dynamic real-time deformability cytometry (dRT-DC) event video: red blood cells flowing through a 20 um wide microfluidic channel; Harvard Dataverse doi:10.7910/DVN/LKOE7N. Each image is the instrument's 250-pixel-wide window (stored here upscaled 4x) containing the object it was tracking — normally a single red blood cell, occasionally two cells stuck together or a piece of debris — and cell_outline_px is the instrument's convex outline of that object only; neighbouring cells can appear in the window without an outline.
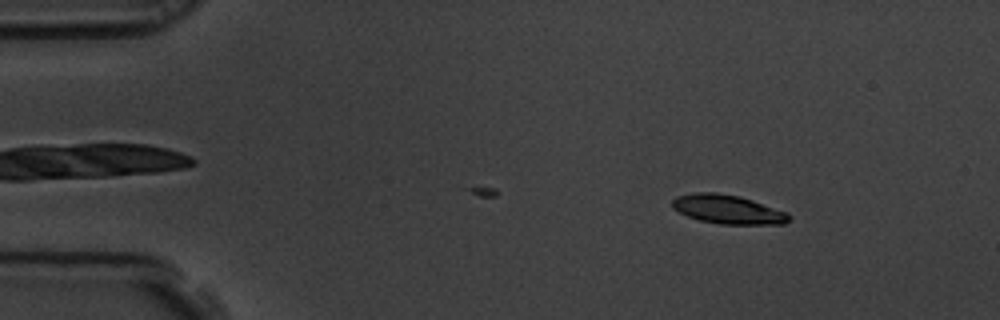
{"species": "common noctule bat (a hibernating species)", "species_latin": "Nyctalus noctula", "temperature_condition": "room temperature", "stored_images_in_passage": 48, "camera_frame_rate_fps": 3000, "um_per_image_px": 0.085, "animal": {"sex": "male", "body_mass_g": 19.5, "forearm_length_mm": 54.6}, "frame": {"image": 1, "passage_image": 3, "time_ms": 0.667, "image_size_px": [1000, 320], "cell_outline_px": [[792, 216], [784, 224], [720, 224], [700, 220], [688, 216], [672, 208], [672, 200], [676, 196], [692, 192], [716, 192], [740, 196], [788, 212]], "centroid_in_image_um": [61.86, 17.78], "position_along_channel_um": 23.1, "area_um2": 19.77}}
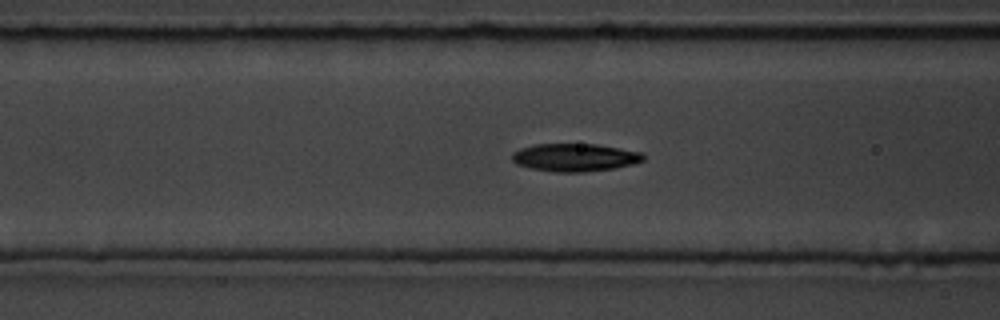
{"frame": {"image": 2, "passage_image": 18, "time_ms": 5.667, "image_size_px": [1000, 320], "cell_outline_px": [[644, 160], [632, 164], [616, 168], [584, 172], [556, 172], [532, 168], [516, 164], [512, 160], [512, 152], [520, 148], [536, 144], [596, 144], [620, 148], [640, 152], [644, 156]], "centroid_in_image_um": [48.85, 13.38], "position_along_channel_um": 117.8, "area_um2": 21.27}}
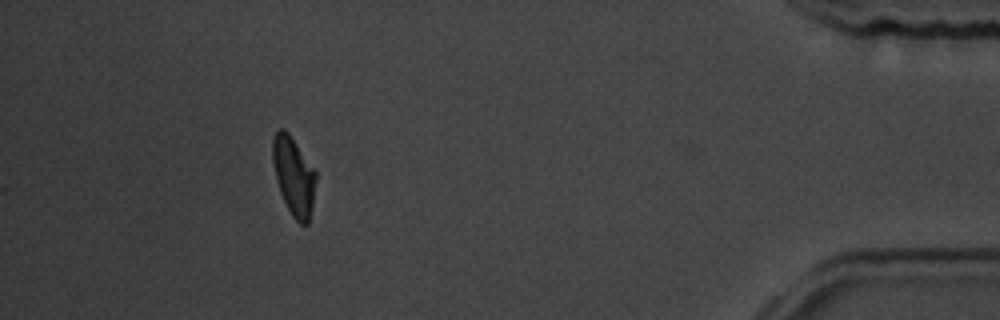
{"frame": {"image": 3, "passage_image": 48, "time_ms": 15.667, "image_size_px": [1000, 320], "cell_outline_px": [[316, 180], [312, 208], [308, 224], [300, 224], [292, 216], [280, 192], [276, 180], [272, 160], [272, 140], [276, 128], [284, 128], [288, 132], [316, 172]], "centroid_in_image_um": [24.95, 14.94], "position_along_channel_um": 410.3, "area_um2": 19.71}, "authors_computed_cell_mechanics": {"area_um2": 20.3745, "velocity_mm_per_s": 3.4964, "shape_relaxation_time_tau1_ms": 3.7786, "shape_relaxation_time_tau2_ms": 3.491, "deformation_change_tau1": 0.1325, "deformation_change_tau2": 0.0898}}